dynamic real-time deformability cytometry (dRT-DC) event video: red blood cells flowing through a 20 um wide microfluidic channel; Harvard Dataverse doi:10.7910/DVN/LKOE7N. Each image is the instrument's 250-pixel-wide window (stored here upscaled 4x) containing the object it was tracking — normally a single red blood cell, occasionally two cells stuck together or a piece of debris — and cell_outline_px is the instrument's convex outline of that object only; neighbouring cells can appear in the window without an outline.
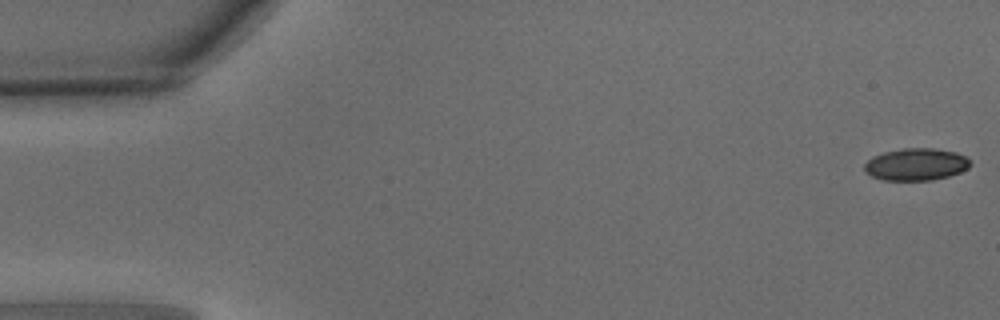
{"species": "common noctule bat (a hibernating species)", "species_latin": "Nyctalus noctula", "temperature_condition": "warm", "stored_images_in_passage": 49, "camera_frame_rate_fps": 3000, "um_per_image_px": 0.085, "animal": {"sex": "male", "body_mass_g": 15.6}, "frame": {"image": 1, "passage_image": 1, "time_ms": 0.0, "image_size_px": [1000, 320], "cell_outline_px": [[972, 164], [968, 168], [960, 172], [948, 176], [932, 180], [884, 180], [872, 176], [864, 172], [864, 164], [872, 156], [884, 152], [904, 148], [932, 148], [956, 152], [964, 156]], "centroid_in_image_um": [77.84, 13.97], "position_along_channel_um": 7.2, "area_um2": 19.83}}
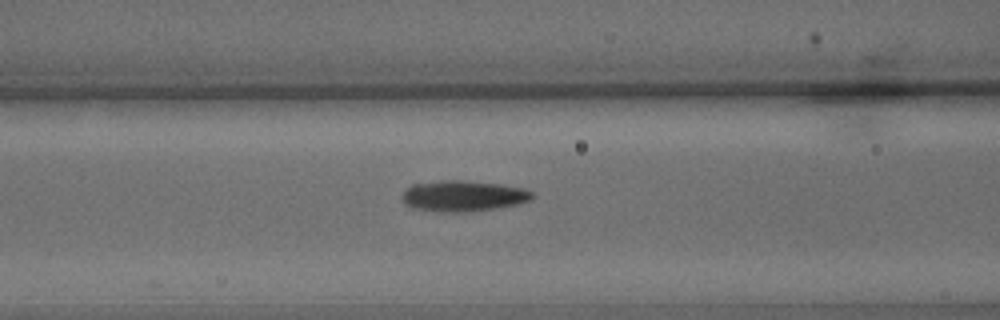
{"frame": {"image": 2, "passage_image": 20, "time_ms": 6.333, "image_size_px": [1000, 320], "cell_outline_px": [[532, 200], [516, 204], [468, 212], [440, 212], [412, 208], [404, 204], [400, 200], [400, 196], [412, 184], [448, 180], [456, 180], [500, 184], [524, 188], [532, 192]], "centroid_in_image_um": [39.32, 16.66], "position_along_channel_um": 127.3, "area_um2": 23.29}}
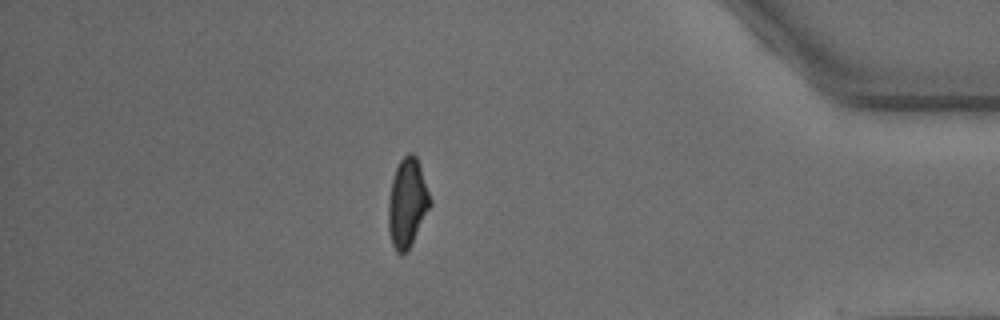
{"frame": {"image": 3, "passage_image": 43, "time_ms": 14.0, "image_size_px": [1000, 320], "cell_outline_px": [[432, 204], [412, 244], [400, 256], [396, 252], [392, 244], [388, 228], [388, 204], [392, 180], [396, 168], [400, 160], [408, 152], [412, 152], [416, 156], [432, 200]], "centroid_in_image_um": [34.62, 17.26], "position_along_channel_um": 400.6, "area_um2": 21.62}, "authors_computed_cell_mechanics": {"area_um2": 21.7906, "velocity_mm_per_s": 4.0861, "shape_relaxation_time_tau1_ms": 3.1251, "shape_relaxation_time_tau2_ms": 1.6977, "deformation_change_tau1": 0.1978, "deformation_change_tau2": 0.1101}}